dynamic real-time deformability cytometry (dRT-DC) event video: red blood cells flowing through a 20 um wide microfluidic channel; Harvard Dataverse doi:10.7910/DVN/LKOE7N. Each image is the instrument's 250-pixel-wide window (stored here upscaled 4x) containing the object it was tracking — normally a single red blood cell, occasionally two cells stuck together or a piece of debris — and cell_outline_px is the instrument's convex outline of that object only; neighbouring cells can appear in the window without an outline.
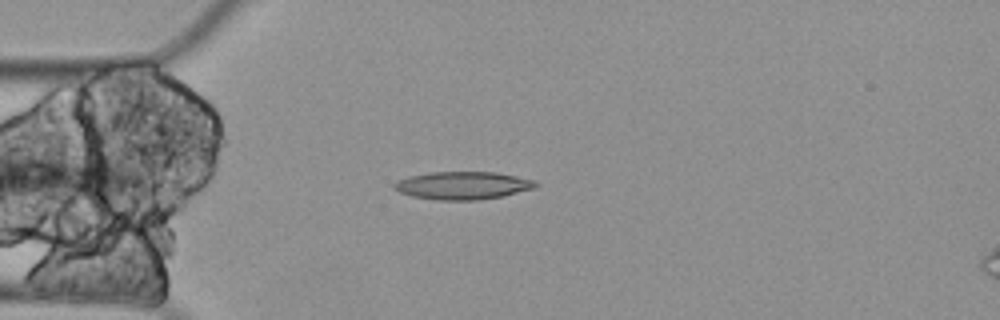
{"species": "Egyptian fruit bat (a non-hibernating species)", "species_latin": "Rousettus aegyptiacus", "temperature_condition": "cold", "stored_images_in_passage": 4, "camera_frame_rate_fps": 3000, "um_per_image_px": 0.085, "animal": {"sex": "female"}, "frame": {"image": 1, "passage_image": 4, "time_ms": 1.0, "image_size_px": [1000, 320], "cell_outline_px": [[540, 184], [536, 188], [504, 196], [480, 200], [436, 200], [412, 196], [400, 192], [392, 188], [392, 184], [396, 180], [408, 176], [432, 172], [496, 172], [536, 180]], "centroid_in_image_um": [39.35, 15.77], "position_along_channel_um": 45.6, "area_um2": 23.29}}